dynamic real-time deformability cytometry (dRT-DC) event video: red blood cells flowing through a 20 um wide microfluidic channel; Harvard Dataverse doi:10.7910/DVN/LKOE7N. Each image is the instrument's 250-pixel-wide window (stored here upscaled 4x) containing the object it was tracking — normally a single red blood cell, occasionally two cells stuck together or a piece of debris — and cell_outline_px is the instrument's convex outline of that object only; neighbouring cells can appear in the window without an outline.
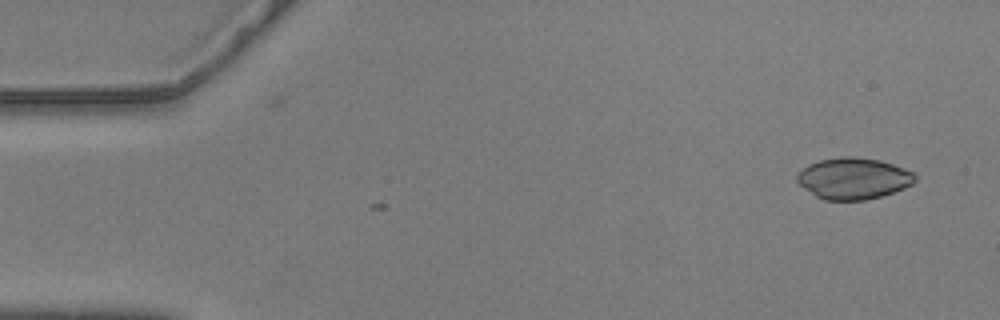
{"species": "common noctule bat (a hibernating species)", "species_latin": "Nyctalus noctula", "temperature_condition": "warm", "stored_images_in_passage": 3, "camera_frame_rate_fps": 3000, "um_per_image_px": 0.085, "animal": {"sex": "male", "body_mass_g": 20.5, "forearm_length_mm": 52.5}, "frame": {"image": 1, "passage_image": 3, "time_ms": 0.667, "image_size_px": [1000, 320], "cell_outline_px": [[916, 180], [912, 184], [904, 188], [880, 196], [864, 200], [824, 200], [816, 196], [804, 188], [796, 180], [796, 176], [808, 164], [820, 160], [844, 156], [852, 156], [880, 160], [904, 168], [912, 172], [916, 176]], "centroid_in_image_um": [72.54, 15.16], "position_along_channel_um": 12.5, "area_um2": 28.26}}